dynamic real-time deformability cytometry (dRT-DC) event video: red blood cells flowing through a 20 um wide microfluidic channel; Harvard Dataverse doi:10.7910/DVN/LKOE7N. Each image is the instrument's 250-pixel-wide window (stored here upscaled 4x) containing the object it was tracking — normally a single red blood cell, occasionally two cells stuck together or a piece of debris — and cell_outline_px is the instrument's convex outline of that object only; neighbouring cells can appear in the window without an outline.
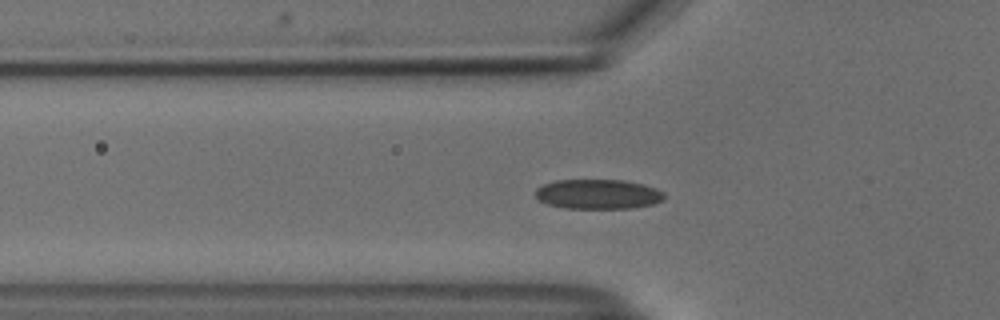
{"species": "common noctule bat (a hibernating species)", "species_latin": "Nyctalus noctula", "temperature_condition": "cold", "stored_images_in_passage": 47, "segment_of_instrument_passage": [1, 2], "camera_frame_rate_fps": 3000, "um_per_image_px": 0.085, "animal": {"sex": "male", "body_mass_g": 18.8}, "frame": {"image": 1, "passage_image": 10, "time_ms": 3.0, "image_size_px": [1000, 320], "cell_outline_px": [[664, 200], [652, 204], [632, 208], [564, 208], [548, 204], [540, 200], [536, 196], [536, 188], [544, 184], [556, 180], [624, 180], [644, 184], [656, 188], [664, 192]], "centroid_in_image_um": [50.86, 16.5], "position_along_channel_um": 74.9, "area_um2": 22.31}}
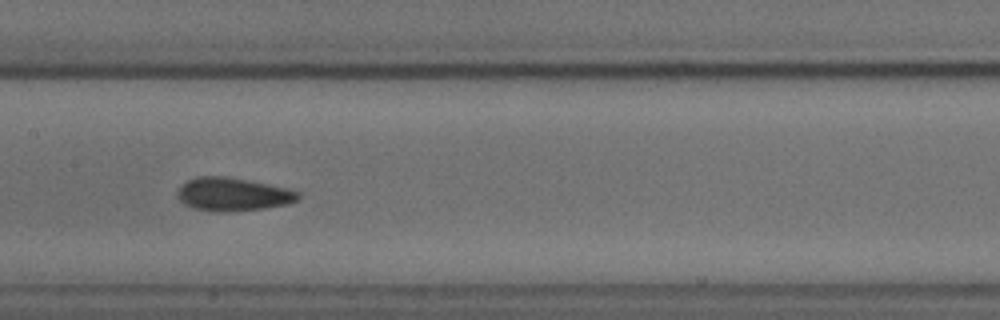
{"frame": {"image": 2, "passage_image": 19, "time_ms": 6.0, "image_size_px": [1000, 320], "cell_outline_px": [[300, 200], [288, 204], [264, 208], [228, 212], [216, 212], [192, 208], [184, 204], [176, 196], [176, 192], [188, 180], [196, 176], [224, 176], [248, 180], [268, 184], [300, 192]], "centroid_in_image_um": [19.79, 16.52], "position_along_channel_um": 187.6, "area_um2": 23.47}}
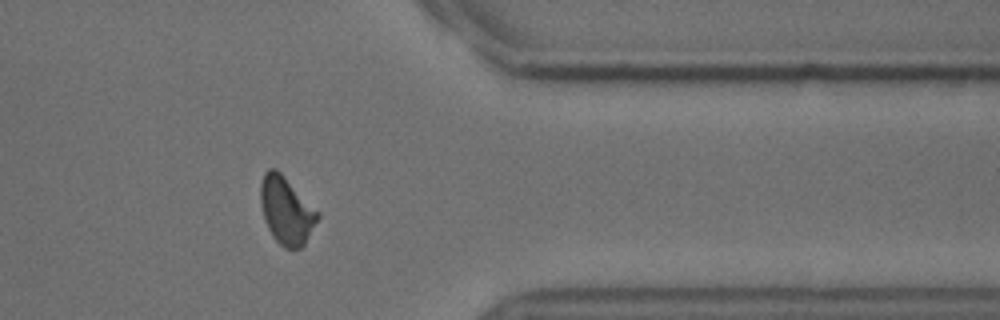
{"frame": {"image": 3, "passage_image": 36, "time_ms": 11.667, "image_size_px": [1000, 320], "cell_outline_px": [[320, 216], [304, 244], [300, 248], [284, 248], [272, 236], [264, 220], [260, 204], [260, 184], [264, 172], [268, 168], [276, 168], [320, 212]], "centroid_in_image_um": [24.33, 17.87], "position_along_channel_um": 387.1, "area_um2": 22.48}}